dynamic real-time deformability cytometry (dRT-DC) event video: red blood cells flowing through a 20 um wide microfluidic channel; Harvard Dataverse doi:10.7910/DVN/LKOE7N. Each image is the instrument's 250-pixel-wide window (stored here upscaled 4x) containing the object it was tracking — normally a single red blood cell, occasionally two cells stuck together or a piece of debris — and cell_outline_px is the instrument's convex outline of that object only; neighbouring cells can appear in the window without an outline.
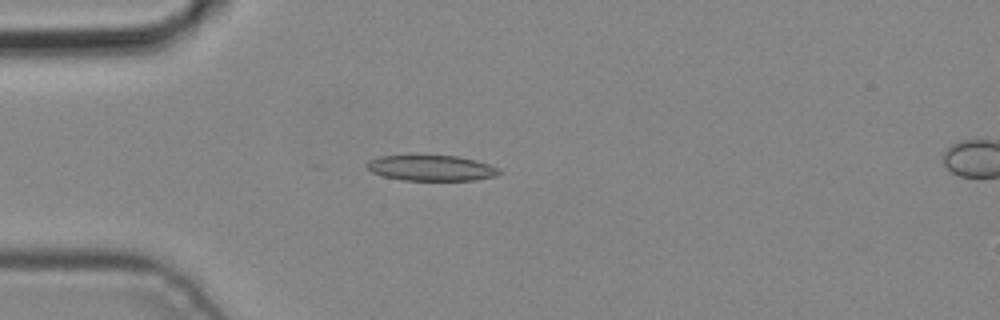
{"species": "common noctule bat (a hibernating species)", "species_latin": "Nyctalus noctula", "temperature_condition": "cold", "stored_images_in_passage": 4, "camera_frame_rate_fps": 3000, "um_per_image_px": 0.085, "animal": {"sex": "male", "body_mass_g": 19.2, "forearm_length_mm": 51.8}, "frame": {"image": 1, "passage_image": 3, "time_ms": 0.667, "image_size_px": [1000, 320], "cell_outline_px": [[500, 172], [496, 176], [476, 180], [404, 180], [384, 176], [372, 172], [364, 164], [368, 160], [380, 156], [456, 156], [476, 160], [488, 164], [496, 168]], "centroid_in_image_um": [36.63, 14.28], "position_along_channel_um": 48.4, "area_um2": 19.48}}